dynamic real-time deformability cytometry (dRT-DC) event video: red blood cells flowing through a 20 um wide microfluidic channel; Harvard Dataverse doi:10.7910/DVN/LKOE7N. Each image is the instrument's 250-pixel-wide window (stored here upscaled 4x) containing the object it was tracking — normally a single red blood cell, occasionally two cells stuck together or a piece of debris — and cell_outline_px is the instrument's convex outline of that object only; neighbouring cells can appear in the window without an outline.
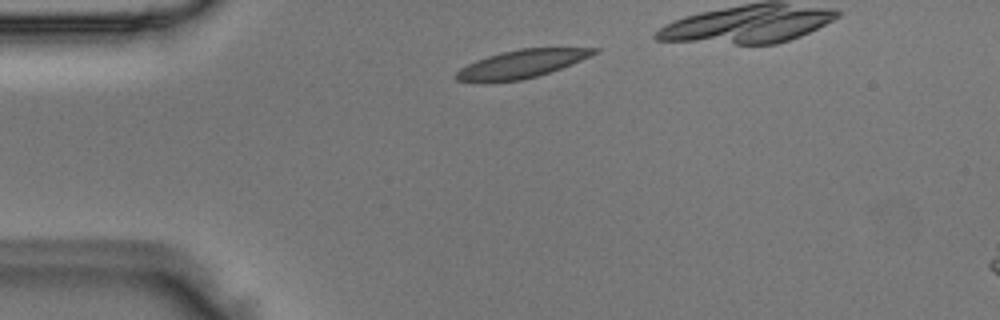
{"species": "Egyptian fruit bat (a non-hibernating species)", "species_latin": "Rousettus aegyptiacus", "temperature_condition": "room temperature", "stored_images_in_passage": 3, "camera_frame_rate_fps": 3000, "um_per_image_px": 0.085, "animal": {"sex": "male"}, "frame": {"image": 1, "passage_image": 1, "time_ms": 0.0, "image_size_px": [1000, 320], "cell_outline_px": [[600, 52], [572, 64], [536, 76], [520, 80], [488, 84], [484, 84], [456, 80], [456, 72], [460, 68], [476, 60], [488, 56], [520, 48], [600, 48]], "centroid_in_image_um": [44.29, 5.46], "position_along_channel_um": 40.7, "area_um2": 22.72}}